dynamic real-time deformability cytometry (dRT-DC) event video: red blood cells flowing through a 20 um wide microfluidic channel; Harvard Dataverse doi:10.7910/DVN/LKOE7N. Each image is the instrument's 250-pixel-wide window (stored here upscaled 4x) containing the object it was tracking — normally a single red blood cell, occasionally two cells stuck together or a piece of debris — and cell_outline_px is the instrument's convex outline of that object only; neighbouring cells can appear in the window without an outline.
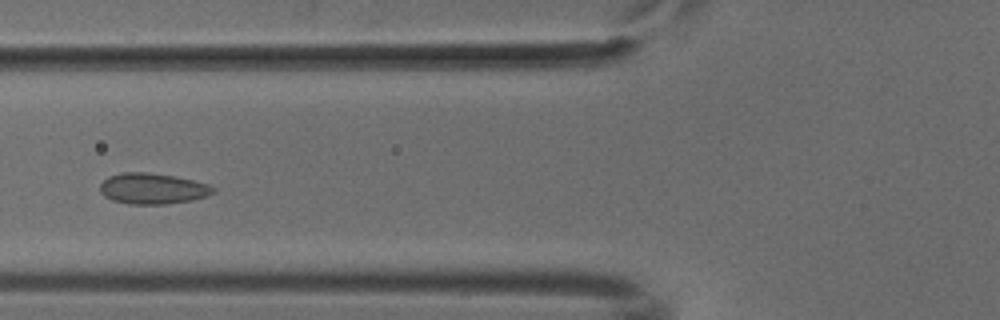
{"species": "common noctule bat (a hibernating species)", "species_latin": "Nyctalus noctula", "temperature_condition": "cold", "stored_images_in_passage": 36, "camera_frame_rate_fps": 3000, "um_per_image_px": 0.085, "animal": {"sex": "male", "body_mass_g": 18.8}, "frame": {"image": 1, "passage_image": 7, "time_ms": 2.0, "image_size_px": [1000, 320], "cell_outline_px": [[216, 192], [192, 200], [164, 204], [128, 204], [112, 200], [104, 196], [100, 192], [100, 184], [108, 176], [120, 172], [148, 172], [172, 176], [192, 180], [208, 184], [216, 188]], "centroid_in_image_um": [12.94, 16.03], "position_along_channel_um": 112.9, "area_um2": 20.35}}
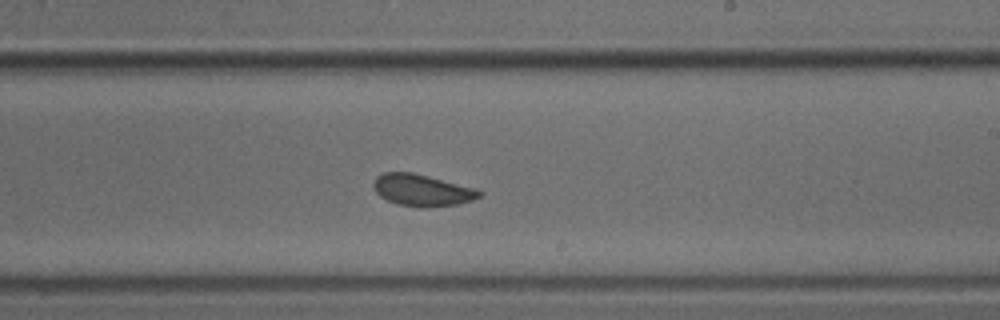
{"frame": {"image": 2, "passage_image": 18, "time_ms": 5.667, "image_size_px": [1000, 320], "cell_outline_px": [[484, 192], [480, 196], [472, 200], [456, 204], [396, 204], [380, 196], [376, 192], [372, 184], [376, 176], [384, 172], [412, 172], [476, 188]], "centroid_in_image_um": [35.85, 16.1], "position_along_channel_um": 253.1, "area_um2": 18.73}}
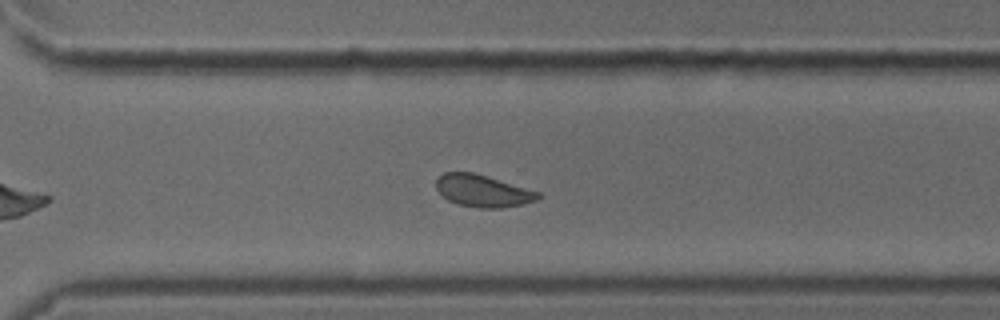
{"frame": {"image": 3, "passage_image": 24, "time_ms": 7.667, "image_size_px": [1000, 320], "cell_outline_px": [[540, 196], [536, 200], [524, 204], [500, 208], [480, 208], [456, 204], [448, 200], [436, 188], [436, 180], [444, 172], [472, 172], [540, 192]], "centroid_in_image_um": [41.02, 16.23], "position_along_channel_um": 329.6, "area_um2": 18.84}}